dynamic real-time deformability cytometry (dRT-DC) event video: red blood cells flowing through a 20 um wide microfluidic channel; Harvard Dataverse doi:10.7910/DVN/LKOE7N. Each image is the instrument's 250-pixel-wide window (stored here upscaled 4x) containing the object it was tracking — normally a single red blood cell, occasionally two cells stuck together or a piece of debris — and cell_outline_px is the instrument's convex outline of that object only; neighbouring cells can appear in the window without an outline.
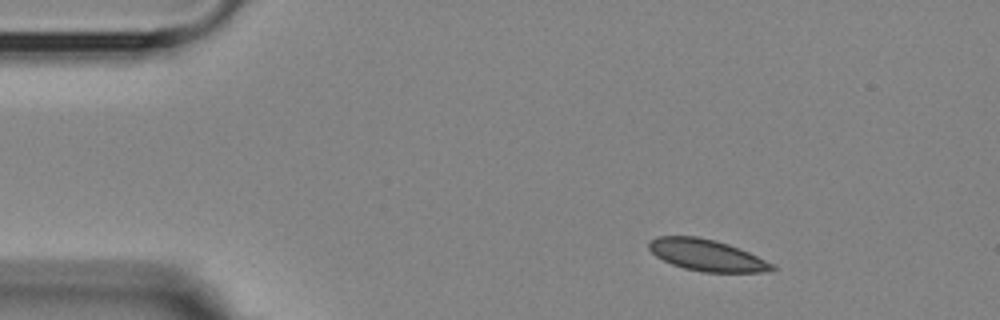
{"species": "Egyptian fruit bat (a non-hibernating species)", "species_latin": "Rousettus aegyptiacus", "temperature_condition": "room temperature", "stored_images_in_passage": 3, "camera_frame_rate_fps": 3000, "um_per_image_px": 0.085, "animal": {"sex": "female"}, "frame": {"image": 1, "passage_image": 1, "time_ms": 0.0, "image_size_px": [1000, 320], "cell_outline_px": [[776, 268], [764, 272], [704, 272], [684, 268], [672, 264], [656, 256], [648, 248], [648, 240], [656, 236], [696, 236], [716, 240], [728, 244], [748, 252], [772, 264]], "centroid_in_image_um": [60.01, 21.67], "position_along_channel_um": 25.0, "area_um2": 22.43}}